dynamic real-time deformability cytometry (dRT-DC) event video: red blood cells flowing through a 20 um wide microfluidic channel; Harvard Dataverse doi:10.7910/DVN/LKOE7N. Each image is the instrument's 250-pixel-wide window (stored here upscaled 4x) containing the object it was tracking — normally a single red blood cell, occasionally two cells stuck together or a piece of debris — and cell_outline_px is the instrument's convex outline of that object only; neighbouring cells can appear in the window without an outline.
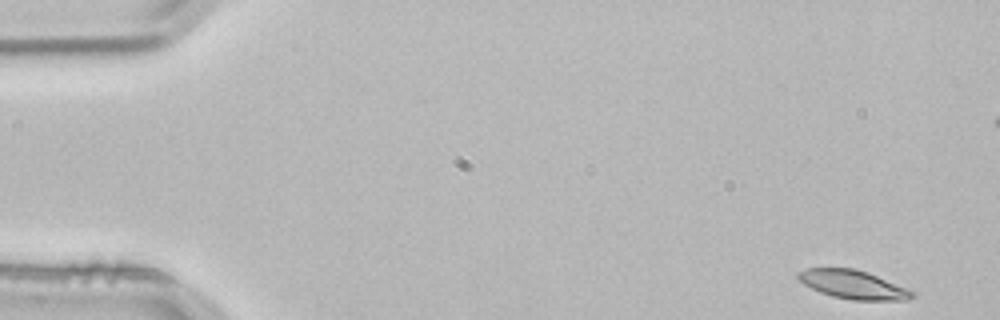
{"species": "common noctule bat (a hibernating species)", "species_latin": "Nyctalus noctula", "temperature_condition": "room temperature", "stored_images_in_passage": 4, "camera_frame_rate_fps": 3000, "um_per_image_px": 0.085, "animal": {"sex": "male", "body_mass_g": 21.5, "forearm_length_mm": 52.0}, "frame": {"image": 1, "passage_image": 1, "time_ms": 0.0, "image_size_px": [1000, 320], "cell_outline_px": [[916, 296], [908, 300], [852, 300], [832, 296], [820, 292], [804, 284], [796, 276], [796, 272], [804, 268], [856, 268], [868, 272], [908, 288]], "centroid_in_image_um": [72.5, 24.18], "position_along_channel_um": 12.5, "area_um2": 19.13}}